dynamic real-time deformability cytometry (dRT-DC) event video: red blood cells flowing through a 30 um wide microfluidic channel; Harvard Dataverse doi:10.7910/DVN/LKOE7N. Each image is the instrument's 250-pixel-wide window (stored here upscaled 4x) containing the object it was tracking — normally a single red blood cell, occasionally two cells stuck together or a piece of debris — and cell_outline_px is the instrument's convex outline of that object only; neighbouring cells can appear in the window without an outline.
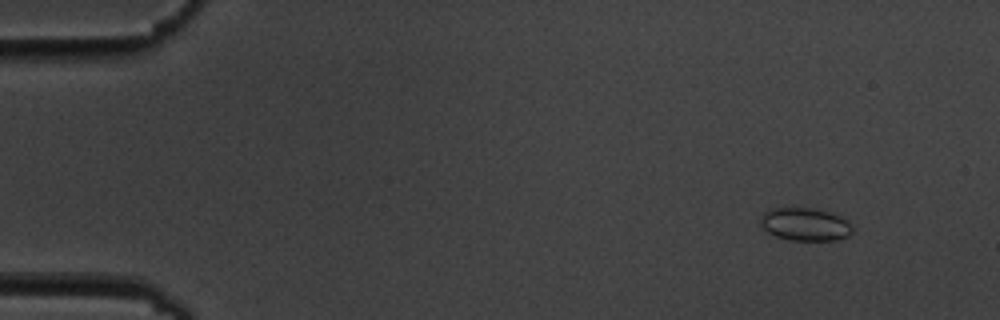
{"species": "common noctule bat (a hibernating species)", "species_latin": "Nyctalus noctula", "temperature_condition": "cold", "stored_images_in_passage": 5, "camera_frame_rate_fps": 3000, "um_per_image_px": 0.085, "animal": {"sex": "male", "body_mass_g": 19.5, "forearm_length_mm": 54.6}, "frame": {"image": 1, "passage_image": 1, "time_ms": 0.0, "image_size_px": [1000, 320], "cell_outline_px": [[852, 232], [848, 236], [836, 240], [788, 240], [776, 236], [768, 232], [760, 224], [760, 220], [764, 212], [772, 208], [816, 208], [840, 216], [848, 220], [852, 228]], "centroid_in_image_um": [68.44, 19.06], "position_along_channel_um": 16.6, "area_um2": 17.63}}